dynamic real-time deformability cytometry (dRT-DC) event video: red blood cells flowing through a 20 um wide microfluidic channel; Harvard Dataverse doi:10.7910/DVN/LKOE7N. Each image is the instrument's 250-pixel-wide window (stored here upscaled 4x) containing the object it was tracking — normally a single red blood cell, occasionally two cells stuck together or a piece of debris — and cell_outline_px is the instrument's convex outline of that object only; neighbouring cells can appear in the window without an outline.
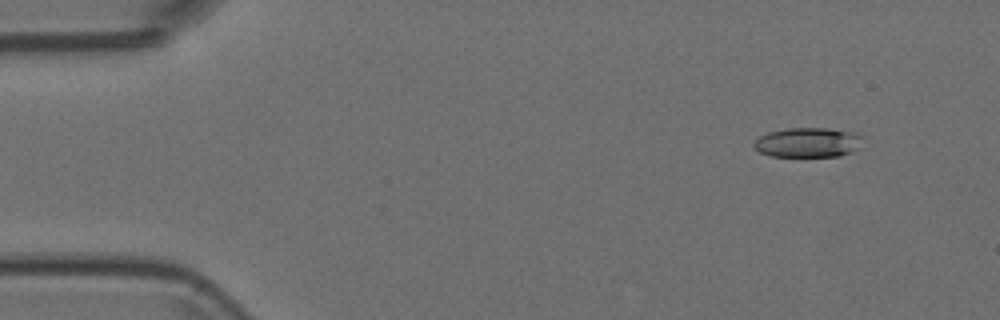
{"species": "Egyptian fruit bat (a non-hibernating species)", "species_latin": "Rousettus aegyptiacus", "temperature_condition": "room temperature", "stored_images_in_passage": 29, "camera_frame_rate_fps": 3000, "um_per_image_px": 0.085, "animal": {"sex": "female"}, "frame": {"image": 1, "passage_image": 1, "time_ms": 0.0, "image_size_px": [1000, 320], "cell_outline_px": [[864, 136], [856, 148], [840, 156], [768, 156], [760, 152], [752, 144], [760, 136], [768, 132], [788, 128], [824, 128], [856, 132]], "centroid_in_image_um": [68.65, 12.1], "position_along_channel_um": 16.4, "area_um2": 18.67}}
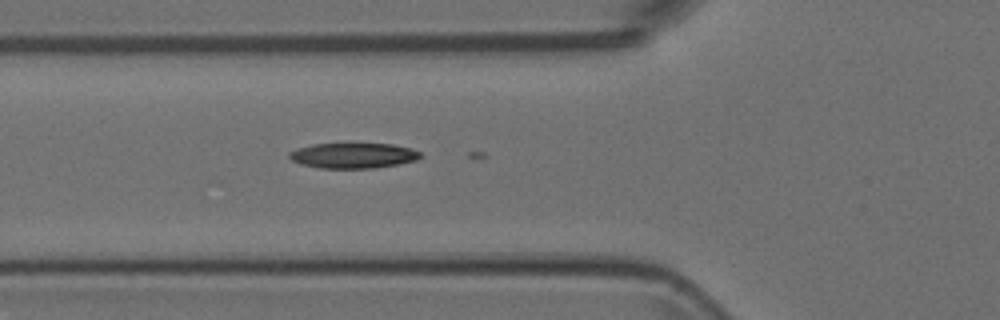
{"frame": {"image": 2, "passage_image": 15, "time_ms": 4.667, "image_size_px": [1000, 320], "cell_outline_px": [[420, 156], [416, 160], [396, 164], [372, 168], [320, 168], [300, 164], [292, 160], [288, 156], [288, 152], [296, 148], [312, 144], [392, 144], [412, 148], [420, 152]], "centroid_in_image_um": [29.97, 13.22], "position_along_channel_um": 95.8, "area_um2": 19.25}}
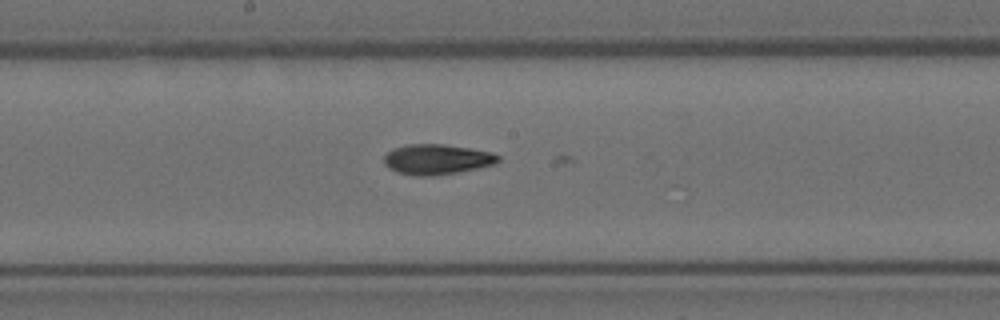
{"frame": {"image": 3, "passage_image": 24, "time_ms": 7.667, "image_size_px": [1000, 320], "cell_outline_px": [[500, 160], [496, 164], [456, 172], [432, 176], [412, 176], [396, 172], [388, 168], [384, 164], [384, 156], [392, 148], [404, 144], [444, 144], [492, 152], [500, 156]], "centroid_in_image_um": [37.1, 13.54], "position_along_channel_um": 211.1, "area_um2": 20.29}}